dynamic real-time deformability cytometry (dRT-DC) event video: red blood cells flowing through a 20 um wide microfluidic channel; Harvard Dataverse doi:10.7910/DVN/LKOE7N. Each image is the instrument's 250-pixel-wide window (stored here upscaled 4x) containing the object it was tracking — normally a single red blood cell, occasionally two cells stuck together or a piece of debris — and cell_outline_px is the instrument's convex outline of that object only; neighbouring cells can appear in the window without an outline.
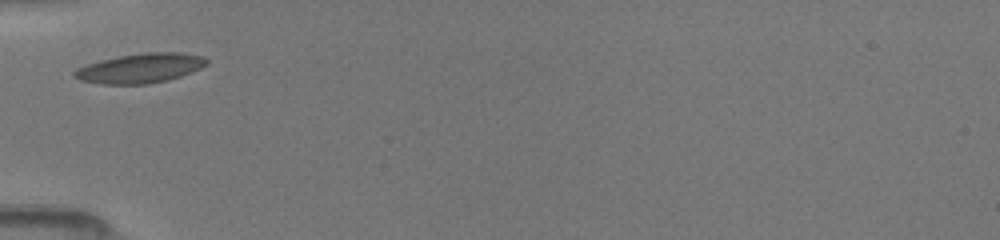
{"species": "common noctule bat (a hibernating species)", "species_latin": "Nyctalus noctula", "temperature_condition": "room temperature", "stored_images_in_passage": 30, "camera_frame_rate_fps": 3000, "um_per_image_px": 0.085, "animal": {"sex": "female", "body_mass_g": 19.5, "forearm_length_mm": 54.1}, "frame": {"image": 1, "passage_image": 1, "time_ms": 0.0, "image_size_px": [1000, 240], "cell_outline_px": [[208, 64], [192, 72], [168, 80], [148, 84], [100, 84], [80, 80], [72, 76], [72, 72], [76, 68], [100, 60], [120, 56], [144, 52], [180, 52], [204, 56], [208, 60]], "centroid_in_image_um": [11.92, 5.79], "position_along_channel_um": 73.1, "area_um2": 22.95}}
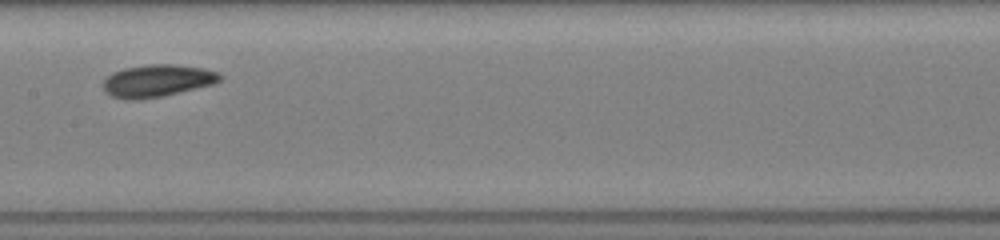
{"frame": {"image": 2, "passage_image": 12, "time_ms": 3.0, "image_size_px": [1000, 240], "cell_outline_px": [[220, 80], [216, 84], [164, 96], [136, 100], [128, 100], [112, 96], [104, 92], [104, 80], [112, 72], [124, 68], [152, 64], [176, 64], [204, 68], [216, 72], [220, 76]], "centroid_in_image_um": [13.37, 6.87], "position_along_channel_um": 194.0, "area_um2": 22.08}}
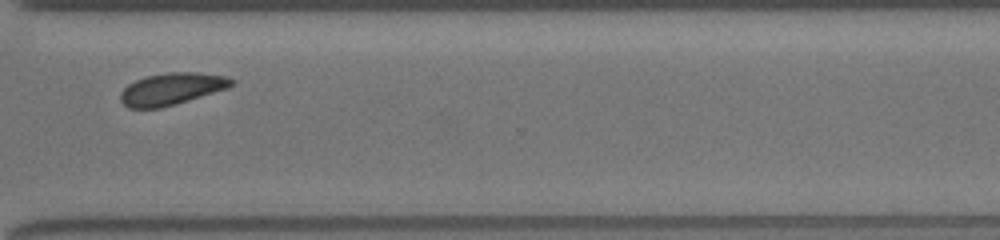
{"frame": {"image": 3, "passage_image": 29, "time_ms": 7.0, "image_size_px": [1000, 240], "cell_outline_px": [[236, 84], [228, 88], [176, 104], [160, 108], [128, 108], [120, 100], [120, 92], [128, 84], [144, 76], [168, 72], [196, 72], [228, 76], [236, 80]], "centroid_in_image_um": [14.62, 7.54], "position_along_channel_um": 356.0, "area_um2": 20.92}}